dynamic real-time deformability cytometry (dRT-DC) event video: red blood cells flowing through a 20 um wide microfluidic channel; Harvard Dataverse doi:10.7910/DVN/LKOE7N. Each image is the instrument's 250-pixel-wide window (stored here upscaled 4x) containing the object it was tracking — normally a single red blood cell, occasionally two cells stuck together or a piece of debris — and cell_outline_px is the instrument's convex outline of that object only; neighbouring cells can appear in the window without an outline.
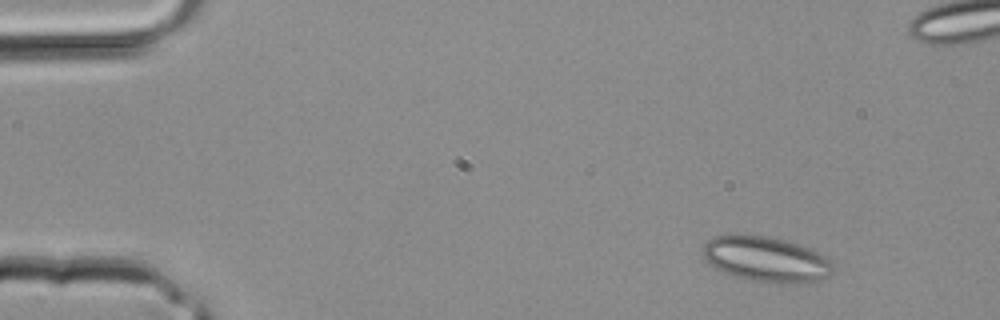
{"species": "common noctule bat (a hibernating species)", "species_latin": "Nyctalus noctula", "temperature_condition": "room temperature", "stored_images_in_passage": 3, "camera_frame_rate_fps": 3000, "um_per_image_px": 0.085, "animal": {"sex": "male", "body_mass_g": 20.4}, "frame": {"image": 1, "passage_image": 1, "time_ms": 0.0, "image_size_px": [1000, 320], "cell_outline_px": [[832, 272], [828, 276], [820, 280], [788, 284], [752, 280], [736, 276], [724, 272], [716, 268], [704, 256], [704, 244], [708, 240], [716, 236], [736, 232], [764, 236], [784, 240], [808, 248], [832, 260]], "centroid_in_image_um": [65.11, 22.01], "position_along_channel_um": 19.9, "area_um2": 34.1}}